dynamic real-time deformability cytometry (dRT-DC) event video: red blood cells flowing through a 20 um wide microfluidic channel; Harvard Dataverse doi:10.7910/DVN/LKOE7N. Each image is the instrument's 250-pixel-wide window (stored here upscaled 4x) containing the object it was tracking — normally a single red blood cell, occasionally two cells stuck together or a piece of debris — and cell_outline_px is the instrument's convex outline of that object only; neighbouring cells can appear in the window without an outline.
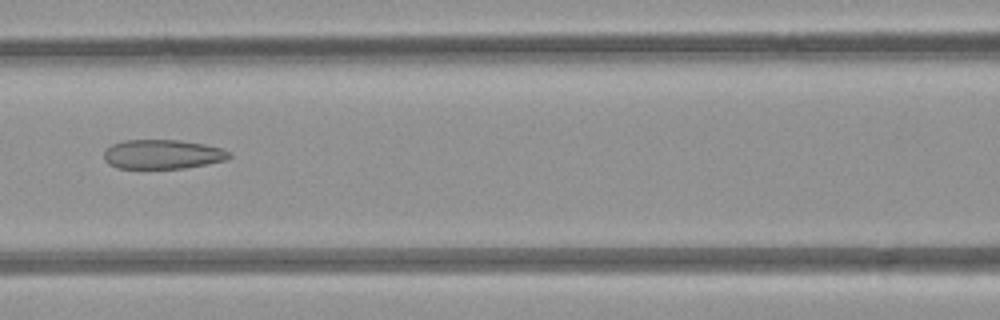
{"species": "common noctule bat (a hibernating species)", "species_latin": "Nyctalus noctula", "temperature_condition": "room temperature", "stored_images_in_passage": 6, "camera_frame_rate_fps": 3000, "um_per_image_px": 0.085, "animal": {"sex": "female", "body_mass_g": 21.9}, "frame": {"image": 1, "passage_image": 4, "time_ms": 3.667, "image_size_px": [1000, 320], "cell_outline_px": [[232, 156], [224, 160], [184, 168], [116, 168], [108, 164], [104, 160], [104, 152], [112, 144], [124, 140], [180, 140], [204, 144], [224, 148], [232, 152]], "centroid_in_image_um": [13.82, 13.11], "position_along_channel_um": 152.8, "area_um2": 21.44}}
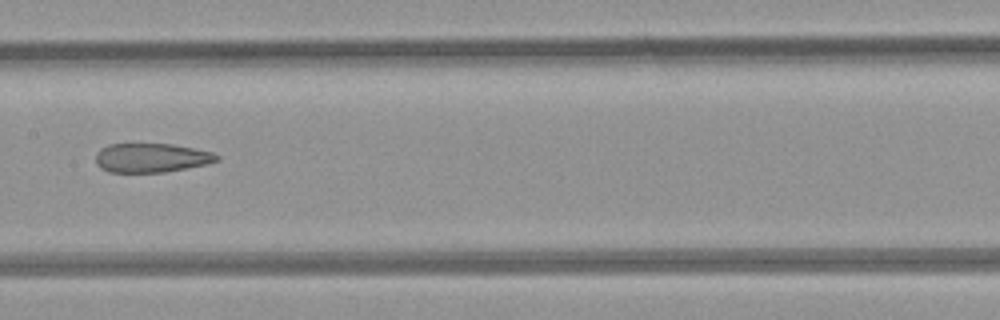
{"frame": {"image": 2, "passage_image": 5, "time_ms": 4.667, "image_size_px": [1000, 320], "cell_outline_px": [[220, 160], [204, 164], [164, 172], [108, 172], [100, 168], [96, 164], [96, 152], [100, 148], [108, 144], [172, 144], [212, 152], [220, 156]], "centroid_in_image_um": [12.82, 13.41], "position_along_channel_um": 194.6, "area_um2": 20.46}}
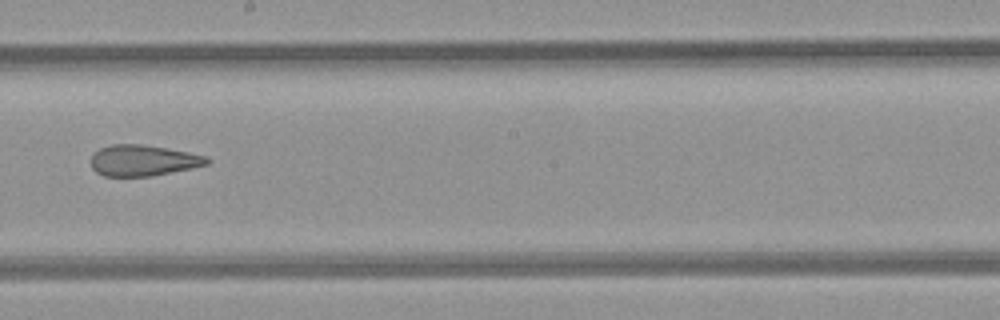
{"frame": {"image": 3, "passage_image": 6, "time_ms": 5.667, "image_size_px": [1000, 320], "cell_outline_px": [[212, 160], [208, 164], [192, 168], [152, 176], [104, 176], [96, 172], [92, 168], [92, 156], [100, 148], [112, 144], [140, 144], [188, 152], [208, 156]], "centroid_in_image_um": [12.19, 13.64], "position_along_channel_um": 236.0, "area_um2": 20.87}}